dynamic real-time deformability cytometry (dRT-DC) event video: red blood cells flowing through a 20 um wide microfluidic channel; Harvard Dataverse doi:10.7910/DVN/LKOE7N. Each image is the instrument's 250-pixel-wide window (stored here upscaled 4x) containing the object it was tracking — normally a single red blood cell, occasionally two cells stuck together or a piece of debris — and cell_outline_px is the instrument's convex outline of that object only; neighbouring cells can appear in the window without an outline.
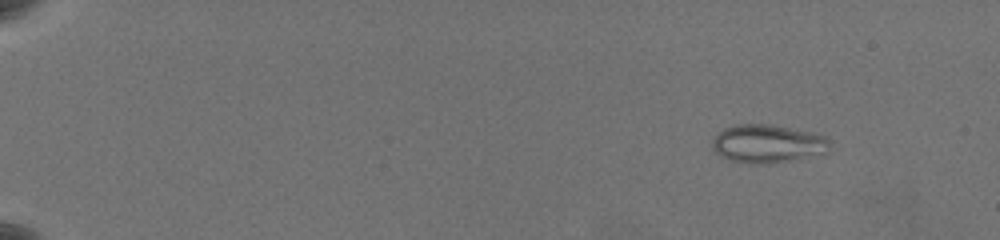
{"species": "common noctule bat (a hibernating species)", "species_latin": "Nyctalus noctula", "temperature_condition": "warm", "stored_images_in_passage": 47, "camera_frame_rate_fps": 3000, "um_per_image_px": 0.085, "animal": {"sex": "female", "body_mass_g": 19.5, "forearm_length_mm": 54.1}, "frame": {"image": 1, "passage_image": 3, "time_ms": 0.667, "image_size_px": [1000, 240], "cell_outline_px": [[828, 140], [788, 160], [768, 164], [748, 164], [732, 160], [720, 156], [712, 148], [712, 140], [724, 128], [736, 124], [768, 124], [812, 132], [824, 136]], "centroid_in_image_um": [64.91, 12.17], "position_along_channel_um": 20.1, "area_um2": 24.16}}
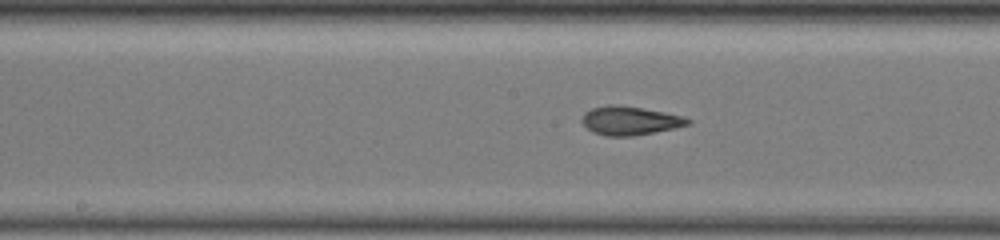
{"frame": {"image": 2, "passage_image": 31, "time_ms": 10.0, "image_size_px": [1000, 240], "cell_outline_px": [[692, 124], [632, 136], [604, 136], [592, 132], [584, 124], [584, 112], [592, 108], [608, 104], [616, 104], [664, 112], [684, 116], [692, 120]], "centroid_in_image_um": [53.56, 10.25], "position_along_channel_um": 194.6, "area_um2": 17.51}}
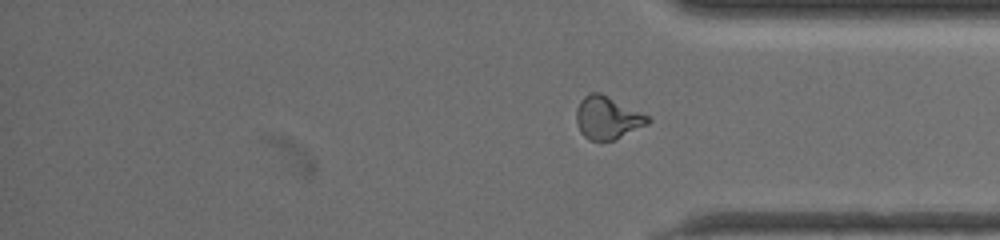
{"frame": {"image": 3, "passage_image": 47, "time_ms": 15.333, "image_size_px": [1000, 240], "cell_outline_px": [[652, 120], [648, 124], [616, 140], [600, 144], [588, 140], [580, 132], [576, 120], [576, 108], [580, 100], [588, 92], [600, 92], [648, 116]], "centroid_in_image_um": [51.6, 10.06], "position_along_channel_um": 383.6, "area_um2": 18.26}, "authors_computed_cell_mechanics": {"area_um2": 18.3226, "velocity_mm_per_s": 3.5761, "shape_relaxation_time_tau1_ms": null, "shape_relaxation_time_tau2_ms": 1.4226, "deformation_change_tau1": null, "deformation_change_tau2": 0.0813}}